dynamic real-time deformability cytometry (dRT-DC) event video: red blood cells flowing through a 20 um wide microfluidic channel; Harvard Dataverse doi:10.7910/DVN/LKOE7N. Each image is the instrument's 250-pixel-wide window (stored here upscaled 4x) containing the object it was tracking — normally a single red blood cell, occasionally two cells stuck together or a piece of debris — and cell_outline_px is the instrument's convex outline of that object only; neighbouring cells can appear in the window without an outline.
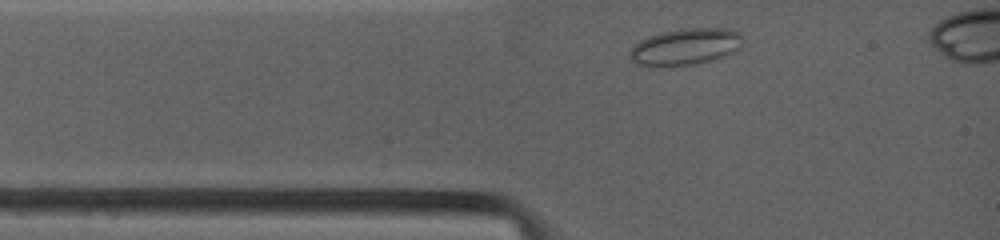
{"species": "common noctule bat (a hibernating species)", "species_latin": "Nyctalus noctula", "temperature_condition": "warm", "stored_images_in_passage": 28, "camera_frame_rate_fps": 4500, "um_per_image_px": 0.085, "animal": {"sex": "female", "body_mass_g": 19.0, "forearm_length_mm": 53.3}, "frame": {"image": 1, "passage_image": 2, "time_ms": 0.444, "image_size_px": [1000, 240], "cell_outline_px": [[740, 44], [736, 52], [724, 56], [696, 64], [636, 64], [628, 56], [628, 52], [632, 44], [648, 36], [660, 32], [680, 28], [728, 28], [740, 32]], "centroid_in_image_um": [58.24, 3.93], "position_along_channel_um": 26.8, "area_um2": 23.81}}
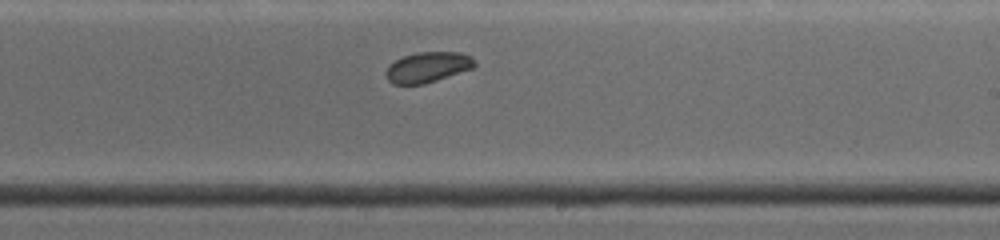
{"frame": {"image": 2, "passage_image": 18, "time_ms": 6.444, "image_size_px": [1000, 240], "cell_outline_px": [[476, 64], [472, 68], [424, 84], [392, 84], [384, 76], [384, 72], [388, 64], [404, 56], [416, 52], [460, 52], [472, 56], [476, 60]], "centroid_in_image_um": [36.32, 5.7], "position_along_channel_um": 252.7, "area_um2": 15.84}}
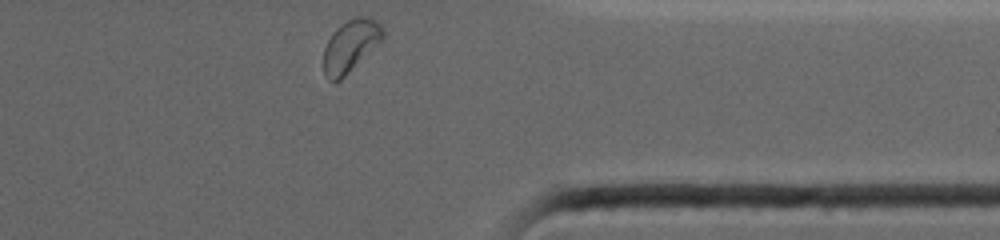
{"frame": {"image": 3, "passage_image": 28, "time_ms": 10.0, "image_size_px": [1000, 240], "cell_outline_px": [[384, 36], [340, 80], [332, 84], [324, 76], [324, 48], [332, 32], [336, 28], [348, 20], [356, 16], [372, 20], [380, 24], [384, 32]], "centroid_in_image_um": [29.72, 3.93], "position_along_channel_um": 381.7, "area_um2": 17.34}}